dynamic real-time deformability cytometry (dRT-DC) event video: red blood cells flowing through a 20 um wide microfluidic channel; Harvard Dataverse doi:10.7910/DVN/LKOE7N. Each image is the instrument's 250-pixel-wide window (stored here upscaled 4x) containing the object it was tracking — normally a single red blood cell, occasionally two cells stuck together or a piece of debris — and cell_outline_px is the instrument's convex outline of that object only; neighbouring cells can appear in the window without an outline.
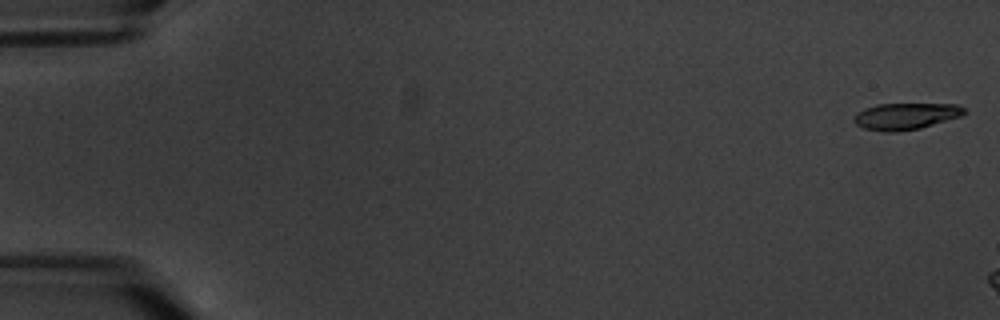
{"species": "common noctule bat (a hibernating species)", "species_latin": "Nyctalus noctula", "temperature_condition": "warm", "stored_images_in_passage": 3, "camera_frame_rate_fps": 3000, "um_per_image_px": 0.085, "animal": {"sex": "male", "body_mass_g": 20.1, "forearm_length_mm": 53.5}, "frame": {"image": 1, "passage_image": 1, "time_ms": 0.0, "image_size_px": [1000, 320], "cell_outline_px": [[968, 112], [960, 116], [920, 128], [896, 132], [888, 132], [864, 128], [856, 124], [852, 120], [856, 112], [864, 108], [876, 104], [956, 104], [964, 108]], "centroid_in_image_um": [76.95, 9.87], "position_along_channel_um": 8.0, "area_um2": 17.05}}